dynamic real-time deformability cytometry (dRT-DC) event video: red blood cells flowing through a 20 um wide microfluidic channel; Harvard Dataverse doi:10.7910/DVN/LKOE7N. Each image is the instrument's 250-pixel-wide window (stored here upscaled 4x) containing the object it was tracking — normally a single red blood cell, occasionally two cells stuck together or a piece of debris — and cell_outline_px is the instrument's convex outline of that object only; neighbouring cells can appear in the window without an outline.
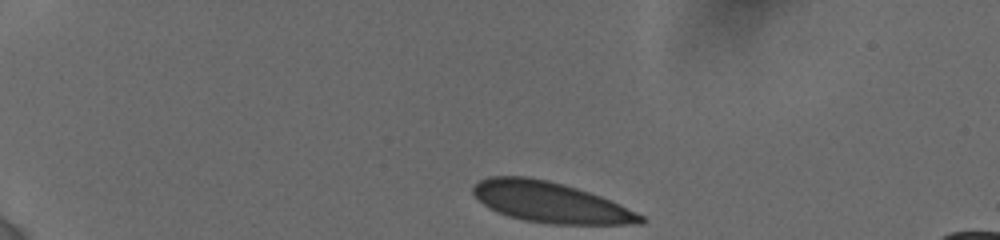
{"species": "human", "species_latin": "Homo sapiens", "temperature_condition": "cold", "stored_images_in_passage": 14, "camera_frame_rate_fps": 3000, "um_per_image_px": 0.085, "donor": {"sex": "female"}, "frame": {"image": 1, "passage_image": 1, "time_ms": 0.0, "image_size_px": [1000, 240], "cell_outline_px": [[644, 224], [552, 224], [524, 220], [508, 216], [496, 212], [488, 208], [472, 192], [472, 188], [480, 180], [488, 176], [528, 176], [548, 180], [564, 184], [600, 196], [620, 204], [644, 216]], "centroid_in_image_um": [46.77, 17.19], "position_along_channel_um": 38.2, "area_um2": 39.54}}